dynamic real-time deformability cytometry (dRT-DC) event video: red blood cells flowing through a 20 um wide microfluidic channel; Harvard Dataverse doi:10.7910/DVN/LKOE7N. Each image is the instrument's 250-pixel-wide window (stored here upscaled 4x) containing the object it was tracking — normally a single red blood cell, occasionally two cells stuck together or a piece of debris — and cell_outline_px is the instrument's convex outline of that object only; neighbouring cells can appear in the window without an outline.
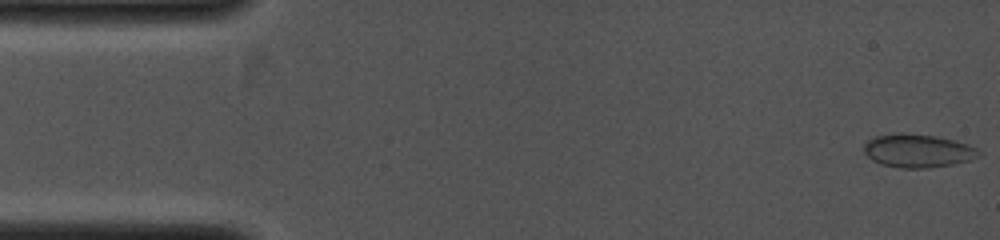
{"species": "common noctule bat (a hibernating species)", "species_latin": "Nyctalus noctula", "temperature_condition": "cold", "stored_images_in_passage": 11, "camera_frame_rate_fps": 4000, "um_per_image_px": 0.085, "animal": {"sex": "female", "body_mass_g": 19.0, "forearm_length_mm": 53.3}, "frame": {"image": 1, "passage_image": 1, "time_ms": 0.0, "image_size_px": [1000, 240], "cell_outline_px": [[980, 156], [968, 160], [952, 164], [928, 168], [900, 168], [880, 164], [872, 160], [864, 152], [864, 144], [868, 140], [876, 136], [904, 132], [936, 136], [968, 144], [976, 148], [980, 152]], "centroid_in_image_um": [77.99, 12.81], "position_along_channel_um": 7.0, "area_um2": 22.25}}
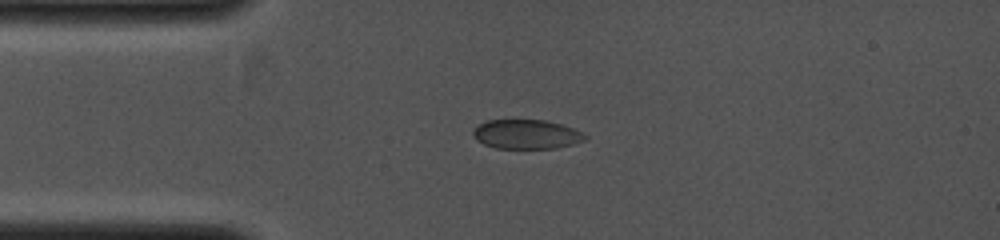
{"frame": {"image": 2, "passage_image": 7, "time_ms": 1.5, "image_size_px": [1000, 240], "cell_outline_px": [[588, 136], [584, 140], [572, 144], [556, 148], [496, 148], [484, 144], [476, 140], [472, 136], [472, 132], [480, 124], [488, 120], [512, 116], [544, 120], [560, 124], [584, 132]], "centroid_in_image_um": [44.71, 11.36], "position_along_channel_um": 40.3, "area_um2": 19.83}}
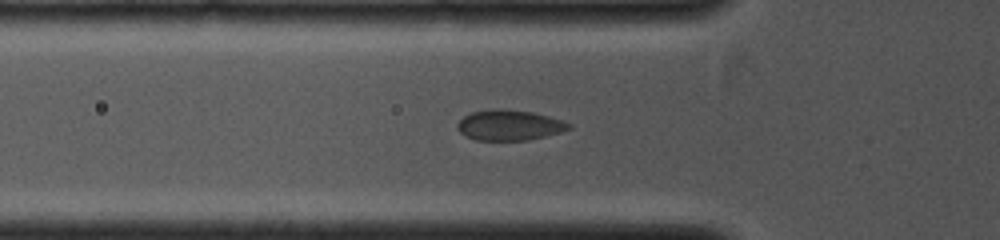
{"frame": {"image": 3, "passage_image": 10, "time_ms": 2.25, "image_size_px": [1000, 240], "cell_outline_px": [[572, 128], [560, 132], [528, 140], [476, 140], [460, 132], [456, 128], [456, 124], [464, 116], [472, 112], [492, 108], [500, 108], [532, 112], [548, 116], [572, 124]], "centroid_in_image_um": [43.28, 10.63], "position_along_channel_um": 82.5, "area_um2": 19.71}}